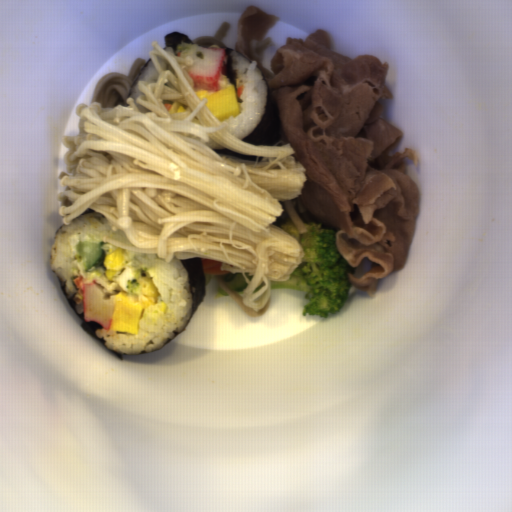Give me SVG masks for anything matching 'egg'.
I'll use <instances>...</instances> for the list:
<instances>
[{
    "instance_id": "obj_2",
    "label": "egg",
    "mask_w": 512,
    "mask_h": 512,
    "mask_svg": "<svg viewBox=\"0 0 512 512\" xmlns=\"http://www.w3.org/2000/svg\"><path fill=\"white\" fill-rule=\"evenodd\" d=\"M202 101L206 98L208 101L206 107L222 123L230 117L238 116L241 108L233 84L219 89L216 92H209L204 89L193 90Z\"/></svg>"
},
{
    "instance_id": "obj_1",
    "label": "egg",
    "mask_w": 512,
    "mask_h": 512,
    "mask_svg": "<svg viewBox=\"0 0 512 512\" xmlns=\"http://www.w3.org/2000/svg\"><path fill=\"white\" fill-rule=\"evenodd\" d=\"M113 298L115 305L110 329L134 335L139 334V323L145 309L159 301L158 289L148 278L138 279L133 291H119Z\"/></svg>"
},
{
    "instance_id": "obj_3",
    "label": "egg",
    "mask_w": 512,
    "mask_h": 512,
    "mask_svg": "<svg viewBox=\"0 0 512 512\" xmlns=\"http://www.w3.org/2000/svg\"><path fill=\"white\" fill-rule=\"evenodd\" d=\"M102 264L105 269L104 277L110 280L114 279L124 265L123 248L118 247L116 250L108 254Z\"/></svg>"
}]
</instances>
